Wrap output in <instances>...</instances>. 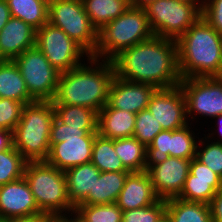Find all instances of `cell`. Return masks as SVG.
<instances>
[{
	"mask_svg": "<svg viewBox=\"0 0 222 222\" xmlns=\"http://www.w3.org/2000/svg\"><path fill=\"white\" fill-rule=\"evenodd\" d=\"M112 63L118 78L150 84L156 89L175 87L182 80L177 42L171 38L153 36L122 51Z\"/></svg>",
	"mask_w": 222,
	"mask_h": 222,
	"instance_id": "6da1fadb",
	"label": "cell"
},
{
	"mask_svg": "<svg viewBox=\"0 0 222 222\" xmlns=\"http://www.w3.org/2000/svg\"><path fill=\"white\" fill-rule=\"evenodd\" d=\"M87 60L89 65L84 63L60 74L53 104L83 106L98 114L108 103L110 85L115 77L114 65L112 61L91 56Z\"/></svg>",
	"mask_w": 222,
	"mask_h": 222,
	"instance_id": "7a4b0ae2",
	"label": "cell"
},
{
	"mask_svg": "<svg viewBox=\"0 0 222 222\" xmlns=\"http://www.w3.org/2000/svg\"><path fill=\"white\" fill-rule=\"evenodd\" d=\"M221 37L201 16L176 40L182 79L222 77Z\"/></svg>",
	"mask_w": 222,
	"mask_h": 222,
	"instance_id": "3957f363",
	"label": "cell"
},
{
	"mask_svg": "<svg viewBox=\"0 0 222 222\" xmlns=\"http://www.w3.org/2000/svg\"><path fill=\"white\" fill-rule=\"evenodd\" d=\"M55 117L52 101L25 104L12 132L13 147L27 161H45L50 152V129Z\"/></svg>",
	"mask_w": 222,
	"mask_h": 222,
	"instance_id": "277c9868",
	"label": "cell"
},
{
	"mask_svg": "<svg viewBox=\"0 0 222 222\" xmlns=\"http://www.w3.org/2000/svg\"><path fill=\"white\" fill-rule=\"evenodd\" d=\"M24 178L44 215L50 218L66 217L68 213L72 214L75 211V206L68 198L66 176L63 171L46 161H27Z\"/></svg>",
	"mask_w": 222,
	"mask_h": 222,
	"instance_id": "5b68a950",
	"label": "cell"
},
{
	"mask_svg": "<svg viewBox=\"0 0 222 222\" xmlns=\"http://www.w3.org/2000/svg\"><path fill=\"white\" fill-rule=\"evenodd\" d=\"M153 36L145 9L129 7L98 31V45L91 57L112 61L122 51Z\"/></svg>",
	"mask_w": 222,
	"mask_h": 222,
	"instance_id": "8992f818",
	"label": "cell"
},
{
	"mask_svg": "<svg viewBox=\"0 0 222 222\" xmlns=\"http://www.w3.org/2000/svg\"><path fill=\"white\" fill-rule=\"evenodd\" d=\"M201 3L202 0H156L149 3L144 9L152 33L177 40L201 17Z\"/></svg>",
	"mask_w": 222,
	"mask_h": 222,
	"instance_id": "52a82bcc",
	"label": "cell"
},
{
	"mask_svg": "<svg viewBox=\"0 0 222 222\" xmlns=\"http://www.w3.org/2000/svg\"><path fill=\"white\" fill-rule=\"evenodd\" d=\"M48 22L63 30L89 56L98 45V30L88 17L82 0H54L49 4Z\"/></svg>",
	"mask_w": 222,
	"mask_h": 222,
	"instance_id": "ba28073f",
	"label": "cell"
},
{
	"mask_svg": "<svg viewBox=\"0 0 222 222\" xmlns=\"http://www.w3.org/2000/svg\"><path fill=\"white\" fill-rule=\"evenodd\" d=\"M18 66L30 96L35 101H53L59 72L35 46L13 60Z\"/></svg>",
	"mask_w": 222,
	"mask_h": 222,
	"instance_id": "9c48e42d",
	"label": "cell"
},
{
	"mask_svg": "<svg viewBox=\"0 0 222 222\" xmlns=\"http://www.w3.org/2000/svg\"><path fill=\"white\" fill-rule=\"evenodd\" d=\"M35 46L44 54L59 72L69 71L81 64V57H90L88 53L63 30L45 23L36 30ZM84 55V56H83Z\"/></svg>",
	"mask_w": 222,
	"mask_h": 222,
	"instance_id": "30bf717a",
	"label": "cell"
},
{
	"mask_svg": "<svg viewBox=\"0 0 222 222\" xmlns=\"http://www.w3.org/2000/svg\"><path fill=\"white\" fill-rule=\"evenodd\" d=\"M186 101V117L215 118L222 114V77L184 78L180 82ZM198 113V114H197Z\"/></svg>",
	"mask_w": 222,
	"mask_h": 222,
	"instance_id": "8fae6325",
	"label": "cell"
},
{
	"mask_svg": "<svg viewBox=\"0 0 222 222\" xmlns=\"http://www.w3.org/2000/svg\"><path fill=\"white\" fill-rule=\"evenodd\" d=\"M147 109L160 123L163 130L174 131L186 125L191 126L186 118V101L180 85L156 89Z\"/></svg>",
	"mask_w": 222,
	"mask_h": 222,
	"instance_id": "7c38bea8",
	"label": "cell"
},
{
	"mask_svg": "<svg viewBox=\"0 0 222 222\" xmlns=\"http://www.w3.org/2000/svg\"><path fill=\"white\" fill-rule=\"evenodd\" d=\"M191 159L169 157L148 171L153 189L159 199L177 198L190 171Z\"/></svg>",
	"mask_w": 222,
	"mask_h": 222,
	"instance_id": "4fadbf2b",
	"label": "cell"
},
{
	"mask_svg": "<svg viewBox=\"0 0 222 222\" xmlns=\"http://www.w3.org/2000/svg\"><path fill=\"white\" fill-rule=\"evenodd\" d=\"M94 140L95 137L49 138L50 152L45 161L63 172L90 163Z\"/></svg>",
	"mask_w": 222,
	"mask_h": 222,
	"instance_id": "5bb4252c",
	"label": "cell"
},
{
	"mask_svg": "<svg viewBox=\"0 0 222 222\" xmlns=\"http://www.w3.org/2000/svg\"><path fill=\"white\" fill-rule=\"evenodd\" d=\"M34 215L44 214L38 208L24 176L0 186V220Z\"/></svg>",
	"mask_w": 222,
	"mask_h": 222,
	"instance_id": "9a60e30c",
	"label": "cell"
},
{
	"mask_svg": "<svg viewBox=\"0 0 222 222\" xmlns=\"http://www.w3.org/2000/svg\"><path fill=\"white\" fill-rule=\"evenodd\" d=\"M156 88L150 84L131 82L114 77L110 85L108 104L134 114L147 109Z\"/></svg>",
	"mask_w": 222,
	"mask_h": 222,
	"instance_id": "2e32d148",
	"label": "cell"
},
{
	"mask_svg": "<svg viewBox=\"0 0 222 222\" xmlns=\"http://www.w3.org/2000/svg\"><path fill=\"white\" fill-rule=\"evenodd\" d=\"M158 200L147 171L130 172L116 204L122 211H127L150 206Z\"/></svg>",
	"mask_w": 222,
	"mask_h": 222,
	"instance_id": "e0dca14e",
	"label": "cell"
},
{
	"mask_svg": "<svg viewBox=\"0 0 222 222\" xmlns=\"http://www.w3.org/2000/svg\"><path fill=\"white\" fill-rule=\"evenodd\" d=\"M36 29L23 20L11 17L0 32V55L14 60L25 50L35 47Z\"/></svg>",
	"mask_w": 222,
	"mask_h": 222,
	"instance_id": "ac0fdd59",
	"label": "cell"
},
{
	"mask_svg": "<svg viewBox=\"0 0 222 222\" xmlns=\"http://www.w3.org/2000/svg\"><path fill=\"white\" fill-rule=\"evenodd\" d=\"M136 114L112 108L108 103L98 112L97 131L106 138L133 137Z\"/></svg>",
	"mask_w": 222,
	"mask_h": 222,
	"instance_id": "d6986e66",
	"label": "cell"
},
{
	"mask_svg": "<svg viewBox=\"0 0 222 222\" xmlns=\"http://www.w3.org/2000/svg\"><path fill=\"white\" fill-rule=\"evenodd\" d=\"M64 173L68 198L76 207L89 192H93L96 178H99L101 172L90 162L70 168Z\"/></svg>",
	"mask_w": 222,
	"mask_h": 222,
	"instance_id": "ffe728a7",
	"label": "cell"
},
{
	"mask_svg": "<svg viewBox=\"0 0 222 222\" xmlns=\"http://www.w3.org/2000/svg\"><path fill=\"white\" fill-rule=\"evenodd\" d=\"M129 173L101 172L99 178H96L93 192H89L79 204L101 205L116 203Z\"/></svg>",
	"mask_w": 222,
	"mask_h": 222,
	"instance_id": "44dd1931",
	"label": "cell"
},
{
	"mask_svg": "<svg viewBox=\"0 0 222 222\" xmlns=\"http://www.w3.org/2000/svg\"><path fill=\"white\" fill-rule=\"evenodd\" d=\"M0 98H8L29 104L35 100L30 96L21 72L13 60L0 64Z\"/></svg>",
	"mask_w": 222,
	"mask_h": 222,
	"instance_id": "7402d4cb",
	"label": "cell"
},
{
	"mask_svg": "<svg viewBox=\"0 0 222 222\" xmlns=\"http://www.w3.org/2000/svg\"><path fill=\"white\" fill-rule=\"evenodd\" d=\"M166 215L170 222H212L209 204L179 198L166 200Z\"/></svg>",
	"mask_w": 222,
	"mask_h": 222,
	"instance_id": "603a6c76",
	"label": "cell"
},
{
	"mask_svg": "<svg viewBox=\"0 0 222 222\" xmlns=\"http://www.w3.org/2000/svg\"><path fill=\"white\" fill-rule=\"evenodd\" d=\"M83 5L98 31L130 7L128 0H83Z\"/></svg>",
	"mask_w": 222,
	"mask_h": 222,
	"instance_id": "cb8c5ba5",
	"label": "cell"
},
{
	"mask_svg": "<svg viewBox=\"0 0 222 222\" xmlns=\"http://www.w3.org/2000/svg\"><path fill=\"white\" fill-rule=\"evenodd\" d=\"M11 17L19 18L34 29L48 22L49 5L42 0H6Z\"/></svg>",
	"mask_w": 222,
	"mask_h": 222,
	"instance_id": "d4e9b609",
	"label": "cell"
},
{
	"mask_svg": "<svg viewBox=\"0 0 222 222\" xmlns=\"http://www.w3.org/2000/svg\"><path fill=\"white\" fill-rule=\"evenodd\" d=\"M114 150L129 172L146 171L147 147L135 137L114 139Z\"/></svg>",
	"mask_w": 222,
	"mask_h": 222,
	"instance_id": "484cf974",
	"label": "cell"
},
{
	"mask_svg": "<svg viewBox=\"0 0 222 222\" xmlns=\"http://www.w3.org/2000/svg\"><path fill=\"white\" fill-rule=\"evenodd\" d=\"M55 117L69 127L97 130L98 114L90 108L77 105L53 104Z\"/></svg>",
	"mask_w": 222,
	"mask_h": 222,
	"instance_id": "4316f807",
	"label": "cell"
},
{
	"mask_svg": "<svg viewBox=\"0 0 222 222\" xmlns=\"http://www.w3.org/2000/svg\"><path fill=\"white\" fill-rule=\"evenodd\" d=\"M100 172H129L114 150V140L96 134L93 142L92 160Z\"/></svg>",
	"mask_w": 222,
	"mask_h": 222,
	"instance_id": "83f0119b",
	"label": "cell"
},
{
	"mask_svg": "<svg viewBox=\"0 0 222 222\" xmlns=\"http://www.w3.org/2000/svg\"><path fill=\"white\" fill-rule=\"evenodd\" d=\"M190 129L191 127L186 125L178 130H168L169 156L182 159L196 157L198 143L195 140V133Z\"/></svg>",
	"mask_w": 222,
	"mask_h": 222,
	"instance_id": "f1b7e54d",
	"label": "cell"
},
{
	"mask_svg": "<svg viewBox=\"0 0 222 222\" xmlns=\"http://www.w3.org/2000/svg\"><path fill=\"white\" fill-rule=\"evenodd\" d=\"M74 213L83 222H122L123 211L116 203L87 205L78 204Z\"/></svg>",
	"mask_w": 222,
	"mask_h": 222,
	"instance_id": "f546056e",
	"label": "cell"
},
{
	"mask_svg": "<svg viewBox=\"0 0 222 222\" xmlns=\"http://www.w3.org/2000/svg\"><path fill=\"white\" fill-rule=\"evenodd\" d=\"M27 160L13 147L0 152V186L24 176Z\"/></svg>",
	"mask_w": 222,
	"mask_h": 222,
	"instance_id": "4dcf8cb0",
	"label": "cell"
},
{
	"mask_svg": "<svg viewBox=\"0 0 222 222\" xmlns=\"http://www.w3.org/2000/svg\"><path fill=\"white\" fill-rule=\"evenodd\" d=\"M216 193L212 181L192 180V174L189 172L181 194L177 198L188 202L210 204Z\"/></svg>",
	"mask_w": 222,
	"mask_h": 222,
	"instance_id": "1f68e13d",
	"label": "cell"
},
{
	"mask_svg": "<svg viewBox=\"0 0 222 222\" xmlns=\"http://www.w3.org/2000/svg\"><path fill=\"white\" fill-rule=\"evenodd\" d=\"M162 130L160 123L157 122L148 109L136 114L133 137L146 147L153 142L154 137Z\"/></svg>",
	"mask_w": 222,
	"mask_h": 222,
	"instance_id": "d6a6232c",
	"label": "cell"
},
{
	"mask_svg": "<svg viewBox=\"0 0 222 222\" xmlns=\"http://www.w3.org/2000/svg\"><path fill=\"white\" fill-rule=\"evenodd\" d=\"M208 134L209 135L205 137V139L201 138L199 140L198 138L196 158L222 178V143H217L215 142V140L211 143H205L204 141H202V139L208 140L212 138L210 137V135H212L213 133ZM204 144H206L205 147L203 146ZM200 147L202 149H200Z\"/></svg>",
	"mask_w": 222,
	"mask_h": 222,
	"instance_id": "836d02e7",
	"label": "cell"
},
{
	"mask_svg": "<svg viewBox=\"0 0 222 222\" xmlns=\"http://www.w3.org/2000/svg\"><path fill=\"white\" fill-rule=\"evenodd\" d=\"M166 214V200L159 199L150 206L123 211L122 222H158Z\"/></svg>",
	"mask_w": 222,
	"mask_h": 222,
	"instance_id": "e575fe53",
	"label": "cell"
},
{
	"mask_svg": "<svg viewBox=\"0 0 222 222\" xmlns=\"http://www.w3.org/2000/svg\"><path fill=\"white\" fill-rule=\"evenodd\" d=\"M24 104L8 98H0V129L13 132L20 121Z\"/></svg>",
	"mask_w": 222,
	"mask_h": 222,
	"instance_id": "d590c367",
	"label": "cell"
},
{
	"mask_svg": "<svg viewBox=\"0 0 222 222\" xmlns=\"http://www.w3.org/2000/svg\"><path fill=\"white\" fill-rule=\"evenodd\" d=\"M169 157L168 130H162L154 137L153 142L147 146L146 171Z\"/></svg>",
	"mask_w": 222,
	"mask_h": 222,
	"instance_id": "8d00e7d4",
	"label": "cell"
},
{
	"mask_svg": "<svg viewBox=\"0 0 222 222\" xmlns=\"http://www.w3.org/2000/svg\"><path fill=\"white\" fill-rule=\"evenodd\" d=\"M201 16L222 35V0H202Z\"/></svg>",
	"mask_w": 222,
	"mask_h": 222,
	"instance_id": "74e56055",
	"label": "cell"
},
{
	"mask_svg": "<svg viewBox=\"0 0 222 222\" xmlns=\"http://www.w3.org/2000/svg\"><path fill=\"white\" fill-rule=\"evenodd\" d=\"M192 180L212 181V187L218 191L222 188V178L196 157L191 159L190 171Z\"/></svg>",
	"mask_w": 222,
	"mask_h": 222,
	"instance_id": "f35d334b",
	"label": "cell"
},
{
	"mask_svg": "<svg viewBox=\"0 0 222 222\" xmlns=\"http://www.w3.org/2000/svg\"><path fill=\"white\" fill-rule=\"evenodd\" d=\"M97 133V130H82L69 127L54 117L49 138L95 137Z\"/></svg>",
	"mask_w": 222,
	"mask_h": 222,
	"instance_id": "ab89813d",
	"label": "cell"
},
{
	"mask_svg": "<svg viewBox=\"0 0 222 222\" xmlns=\"http://www.w3.org/2000/svg\"><path fill=\"white\" fill-rule=\"evenodd\" d=\"M209 205L212 222H222V188L217 191Z\"/></svg>",
	"mask_w": 222,
	"mask_h": 222,
	"instance_id": "60d3db41",
	"label": "cell"
},
{
	"mask_svg": "<svg viewBox=\"0 0 222 222\" xmlns=\"http://www.w3.org/2000/svg\"><path fill=\"white\" fill-rule=\"evenodd\" d=\"M49 219L50 217L47 215H34L1 219L0 222H47Z\"/></svg>",
	"mask_w": 222,
	"mask_h": 222,
	"instance_id": "b9f144b4",
	"label": "cell"
},
{
	"mask_svg": "<svg viewBox=\"0 0 222 222\" xmlns=\"http://www.w3.org/2000/svg\"><path fill=\"white\" fill-rule=\"evenodd\" d=\"M13 145L12 132L0 129V152L9 149Z\"/></svg>",
	"mask_w": 222,
	"mask_h": 222,
	"instance_id": "7bdbcfd3",
	"label": "cell"
},
{
	"mask_svg": "<svg viewBox=\"0 0 222 222\" xmlns=\"http://www.w3.org/2000/svg\"><path fill=\"white\" fill-rule=\"evenodd\" d=\"M10 18L11 13L6 0H0V32Z\"/></svg>",
	"mask_w": 222,
	"mask_h": 222,
	"instance_id": "ee69618b",
	"label": "cell"
},
{
	"mask_svg": "<svg viewBox=\"0 0 222 222\" xmlns=\"http://www.w3.org/2000/svg\"><path fill=\"white\" fill-rule=\"evenodd\" d=\"M153 1L156 0H128L130 7L134 8H144Z\"/></svg>",
	"mask_w": 222,
	"mask_h": 222,
	"instance_id": "f6af8a7d",
	"label": "cell"
},
{
	"mask_svg": "<svg viewBox=\"0 0 222 222\" xmlns=\"http://www.w3.org/2000/svg\"><path fill=\"white\" fill-rule=\"evenodd\" d=\"M70 216H71V218H70ZM70 216L50 218L47 222H74V216L72 214ZM72 216H73V218H72Z\"/></svg>",
	"mask_w": 222,
	"mask_h": 222,
	"instance_id": "bcb514c9",
	"label": "cell"
},
{
	"mask_svg": "<svg viewBox=\"0 0 222 222\" xmlns=\"http://www.w3.org/2000/svg\"><path fill=\"white\" fill-rule=\"evenodd\" d=\"M215 119L218 120V121H217V124H218V122H219V124L217 125V126H219V127H218L219 129H217V130H218V133H219V131H220V135H221V139H222V114H221V115H218L217 117H215L214 120H215ZM217 143H222V140H218V139H217Z\"/></svg>",
	"mask_w": 222,
	"mask_h": 222,
	"instance_id": "7dc6e473",
	"label": "cell"
},
{
	"mask_svg": "<svg viewBox=\"0 0 222 222\" xmlns=\"http://www.w3.org/2000/svg\"><path fill=\"white\" fill-rule=\"evenodd\" d=\"M158 222H170L169 217L165 214Z\"/></svg>",
	"mask_w": 222,
	"mask_h": 222,
	"instance_id": "c3c4849f",
	"label": "cell"
},
{
	"mask_svg": "<svg viewBox=\"0 0 222 222\" xmlns=\"http://www.w3.org/2000/svg\"><path fill=\"white\" fill-rule=\"evenodd\" d=\"M72 215H74V222H83L74 212Z\"/></svg>",
	"mask_w": 222,
	"mask_h": 222,
	"instance_id": "681fc988",
	"label": "cell"
},
{
	"mask_svg": "<svg viewBox=\"0 0 222 222\" xmlns=\"http://www.w3.org/2000/svg\"><path fill=\"white\" fill-rule=\"evenodd\" d=\"M42 1L49 5V4H51L54 0H42Z\"/></svg>",
	"mask_w": 222,
	"mask_h": 222,
	"instance_id": "f907efd6",
	"label": "cell"
},
{
	"mask_svg": "<svg viewBox=\"0 0 222 222\" xmlns=\"http://www.w3.org/2000/svg\"><path fill=\"white\" fill-rule=\"evenodd\" d=\"M5 59L0 55V64L4 61Z\"/></svg>",
	"mask_w": 222,
	"mask_h": 222,
	"instance_id": "816d5d0a",
	"label": "cell"
}]
</instances>
